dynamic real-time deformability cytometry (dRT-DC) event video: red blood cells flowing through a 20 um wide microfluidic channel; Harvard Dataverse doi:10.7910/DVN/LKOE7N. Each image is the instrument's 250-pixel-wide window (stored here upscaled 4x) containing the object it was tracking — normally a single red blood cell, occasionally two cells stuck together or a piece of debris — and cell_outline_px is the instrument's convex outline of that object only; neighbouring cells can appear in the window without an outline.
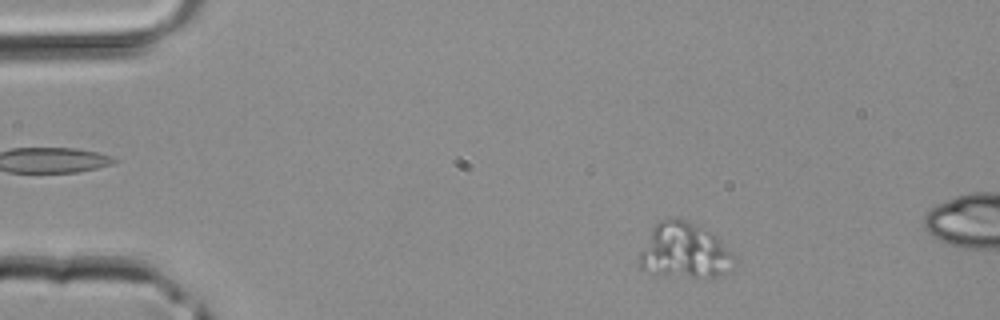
{"species": "common noctule bat (a hibernating species)", "species_latin": "Nyctalus noctula", "temperature_condition": "room temperature", "stored_images_in_passage": 9, "camera_frame_rate_fps": 3000, "um_per_image_px": 0.085, "animal": {"sex": "male", "body_mass_g": 20.4}, "frame": {"image": 1, "passage_image": 4, "time_ms": 1.0, "image_size_px": [1000, 320], "cell_outline_px": [[736, 264], [732, 268], [716, 276], [652, 276], [640, 268], [640, 252], [652, 228], [660, 220], [680, 216], [712, 232], [720, 240], [736, 260]], "centroid_in_image_um": [58.14, 21.31], "position_along_channel_um": 26.9, "area_um2": 30.75}}